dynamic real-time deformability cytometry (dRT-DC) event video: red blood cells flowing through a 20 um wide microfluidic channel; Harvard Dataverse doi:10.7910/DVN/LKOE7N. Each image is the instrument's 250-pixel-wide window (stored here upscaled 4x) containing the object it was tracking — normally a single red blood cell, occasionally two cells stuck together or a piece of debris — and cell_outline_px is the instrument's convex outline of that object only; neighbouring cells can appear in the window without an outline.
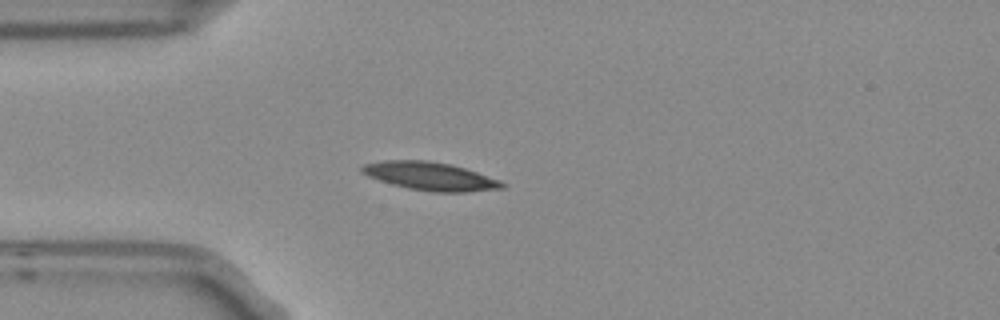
{"species": "Egyptian fruit bat (a non-hibernating species)", "species_latin": "Rousettus aegyptiacus", "temperature_condition": "room temperature", "stored_images_in_passage": 3, "camera_frame_rate_fps": 3000, "um_per_image_px": 0.085, "frame": {"image": 1, "passage_image": 3, "time_ms": 0.667, "image_size_px": [1000, 320], "cell_outline_px": [[508, 184], [504, 188], [468, 192], [432, 192], [408, 188], [392, 184], [368, 176], [360, 172], [360, 168], [364, 164], [384, 160], [428, 160], [448, 164], [464, 168], [500, 180]], "centroid_in_image_um": [36.58, 14.98], "position_along_channel_um": 48.4, "area_um2": 23.0}}